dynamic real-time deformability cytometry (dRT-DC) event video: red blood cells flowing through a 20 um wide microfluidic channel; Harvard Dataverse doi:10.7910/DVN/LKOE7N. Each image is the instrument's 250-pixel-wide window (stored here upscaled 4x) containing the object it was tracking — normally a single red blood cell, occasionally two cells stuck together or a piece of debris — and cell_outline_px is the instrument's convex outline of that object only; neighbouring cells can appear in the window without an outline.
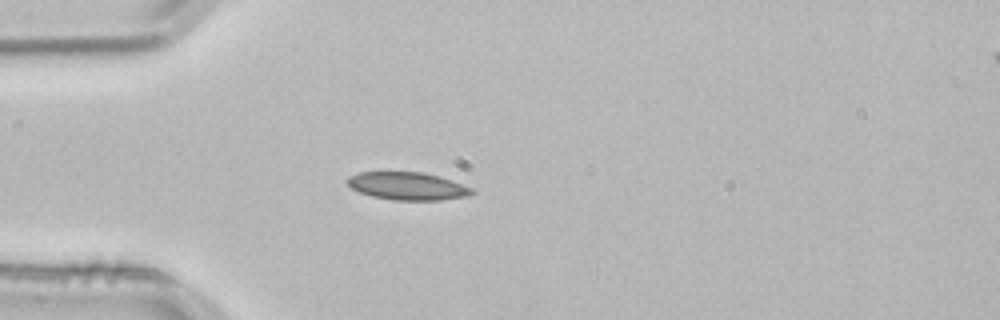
{"species": "common noctule bat (a hibernating species)", "species_latin": "Nyctalus noctula", "temperature_condition": "room temperature", "stored_images_in_passage": 4, "segment_of_instrument_passage": [1, 2], "camera_frame_rate_fps": 3000, "um_per_image_px": 0.085, "animal": {"sex": "male", "body_mass_g": 21.5, "forearm_length_mm": 52.0}, "frame": {"image": 1, "passage_image": 3, "time_ms": 0.667, "image_size_px": [1000, 320], "cell_outline_px": [[476, 192], [468, 196], [440, 200], [392, 200], [372, 196], [360, 192], [352, 188], [348, 184], [348, 176], [360, 172], [424, 172], [440, 176], [452, 180], [472, 188]], "centroid_in_image_um": [34.67, 15.81], "position_along_channel_um": 50.3, "area_um2": 20.17}}